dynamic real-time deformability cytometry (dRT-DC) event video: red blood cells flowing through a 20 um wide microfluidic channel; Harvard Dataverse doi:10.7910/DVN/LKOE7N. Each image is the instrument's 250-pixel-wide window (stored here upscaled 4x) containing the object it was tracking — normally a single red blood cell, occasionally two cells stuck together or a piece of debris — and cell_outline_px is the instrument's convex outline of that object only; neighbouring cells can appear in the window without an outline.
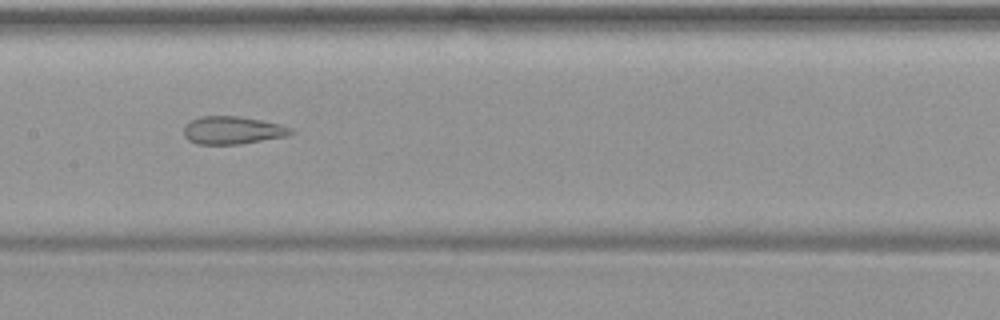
{"species": "common noctule bat (a hibernating species)", "species_latin": "Nyctalus noctula", "temperature_condition": "warm", "stored_images_in_passage": 50, "segment_of_instrument_passage": [2, 2], "camera_frame_rate_fps": 3000, "um_per_image_px": 0.085, "animal": {"sex": "female", "body_mass_g": 19.9}, "frame": {"image": 1, "passage_image": 25, "time_ms": 8.0, "image_size_px": [1000, 320], "cell_outline_px": [[296, 132], [288, 136], [240, 144], [196, 144], [188, 140], [184, 136], [184, 128], [192, 120], [200, 116], [236, 116], [260, 120], [280, 124], [292, 128]], "centroid_in_image_um": [19.8, 11.08], "position_along_channel_um": 187.6, "area_um2": 17.34}}
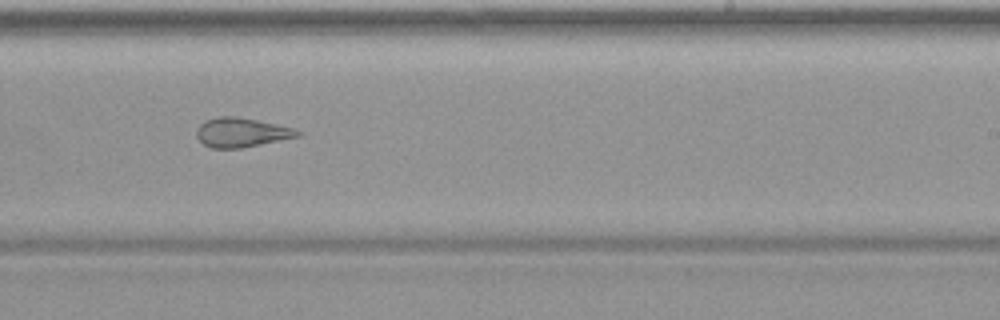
{"frame": {"image": 2, "passage_image": 31, "time_ms": 10.0, "image_size_px": [1000, 320], "cell_outline_px": [[304, 132], [300, 136], [240, 148], [212, 148], [204, 144], [196, 136], [196, 128], [204, 120], [216, 116], [236, 116], [296, 128]], "centroid_in_image_um": [20.52, 11.24], "position_along_channel_um": 268.5, "area_um2": 17.34}}
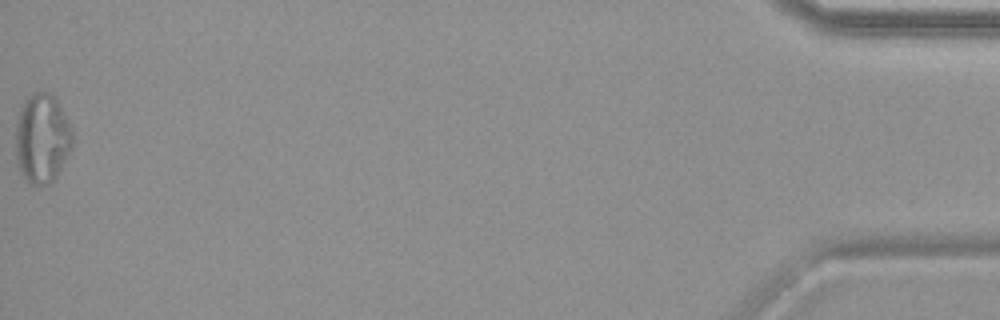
{"frame": {"image": 3, "passage_image": 50, "time_ms": 16.333, "image_size_px": [1000, 320], "cell_outline_px": [[72, 148], [56, 176], [48, 184], [28, 184], [20, 172], [16, 164], [16, 124], [20, 108], [24, 100], [32, 92], [52, 92], [56, 96], [72, 128]], "centroid_in_image_um": [3.57, 11.73], "position_along_channel_um": 431.6, "area_um2": 30.0}}